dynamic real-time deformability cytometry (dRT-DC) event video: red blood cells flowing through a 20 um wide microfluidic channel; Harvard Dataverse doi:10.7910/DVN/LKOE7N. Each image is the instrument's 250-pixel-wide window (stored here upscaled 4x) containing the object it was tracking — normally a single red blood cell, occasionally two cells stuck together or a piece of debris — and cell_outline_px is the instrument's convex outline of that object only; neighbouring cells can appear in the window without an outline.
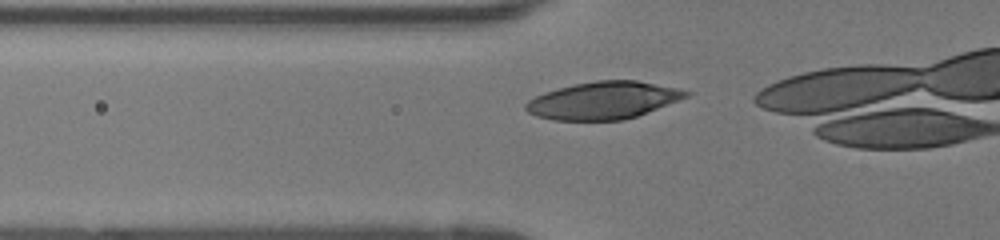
{"species": "human", "species_latin": "Homo sapiens", "temperature_condition": "room temperature", "stored_images_in_passage": 22, "camera_frame_rate_fps": 3000, "um_per_image_px": 0.085, "donor": {"sex": "female"}, "frame": {"image": 1, "passage_image": 16, "time_ms": 5.0, "image_size_px": [1000, 240], "cell_outline_px": [[692, 92], [688, 96], [636, 116], [624, 120], [552, 120], [536, 116], [528, 112], [524, 108], [524, 104], [528, 100], [544, 92], [576, 84], [596, 80], [636, 80], [676, 88]], "centroid_in_image_um": [51.24, 8.53], "position_along_channel_um": 74.6, "area_um2": 34.56}}